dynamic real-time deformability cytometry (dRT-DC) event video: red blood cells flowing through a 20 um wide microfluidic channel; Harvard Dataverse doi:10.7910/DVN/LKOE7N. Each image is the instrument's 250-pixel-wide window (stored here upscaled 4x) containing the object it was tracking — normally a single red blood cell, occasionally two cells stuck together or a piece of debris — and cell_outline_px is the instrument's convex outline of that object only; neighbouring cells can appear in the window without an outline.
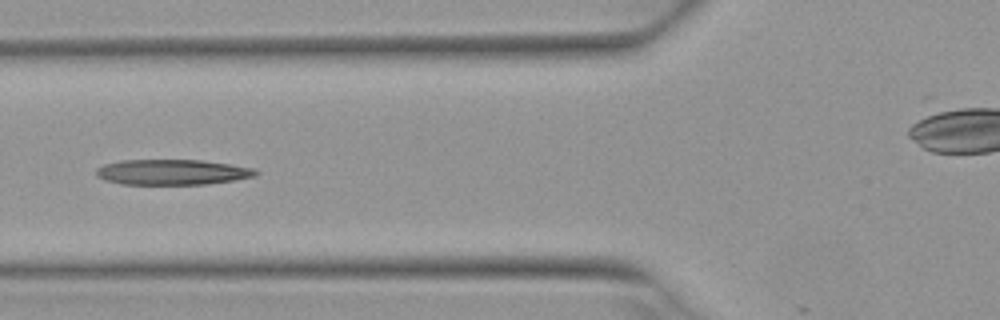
{"species": "Egyptian fruit bat (a non-hibernating species)", "species_latin": "Rousettus aegyptiacus", "temperature_condition": "warm", "stored_images_in_passage": 5, "camera_frame_rate_fps": 3000, "um_per_image_px": 0.085, "animal": {"sex": "female"}, "frame": {"image": 1, "passage_image": 5, "time_ms": 1.333, "image_size_px": [1000, 320], "cell_outline_px": [[260, 172], [256, 176], [236, 180], [204, 184], [120, 184], [104, 180], [96, 176], [96, 168], [104, 164], [120, 160], [200, 160], [232, 164], [256, 168]], "centroid_in_image_um": [14.66, 14.63], "position_along_channel_um": 111.1, "area_um2": 23.87}}